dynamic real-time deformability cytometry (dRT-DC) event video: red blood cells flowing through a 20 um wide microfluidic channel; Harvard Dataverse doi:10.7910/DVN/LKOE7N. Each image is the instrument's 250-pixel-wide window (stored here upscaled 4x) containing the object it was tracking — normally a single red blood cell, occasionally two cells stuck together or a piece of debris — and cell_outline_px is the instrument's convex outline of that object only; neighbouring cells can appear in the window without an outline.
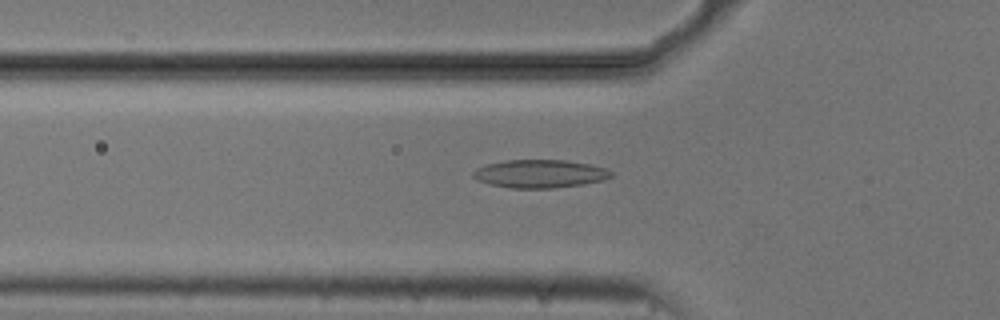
{"species": "common noctule bat (a hibernating species)", "species_latin": "Nyctalus noctula", "temperature_condition": "cold", "stored_images_in_passage": 50, "camera_frame_rate_fps": 3000, "um_per_image_px": 0.085, "animal": {"sex": "male", "body_mass_g": 20.5, "forearm_length_mm": 52.5}, "frame": {"image": 1, "passage_image": 18, "time_ms": 5.667, "image_size_px": [1000, 320], "cell_outline_px": [[612, 176], [604, 180], [584, 184], [552, 188], [512, 188], [488, 184], [472, 176], [472, 172], [476, 168], [488, 164], [504, 160], [564, 160], [588, 164], [604, 168], [612, 172]], "centroid_in_image_um": [45.88, 14.77], "position_along_channel_um": 79.9, "area_um2": 22.48}}
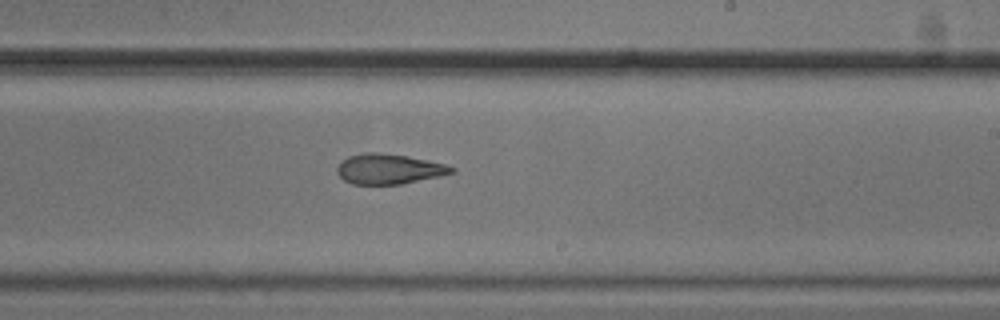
{"frame": {"image": 2, "passage_image": 32, "time_ms": 10.333, "image_size_px": [1000, 320], "cell_outline_px": [[456, 172], [440, 176], [400, 184], [352, 184], [344, 180], [336, 172], [336, 168], [348, 156], [364, 152], [376, 152], [408, 156], [428, 160], [444, 164], [456, 168]], "centroid_in_image_um": [33.07, 14.36], "position_along_channel_um": 255.9, "area_um2": 20.06}}
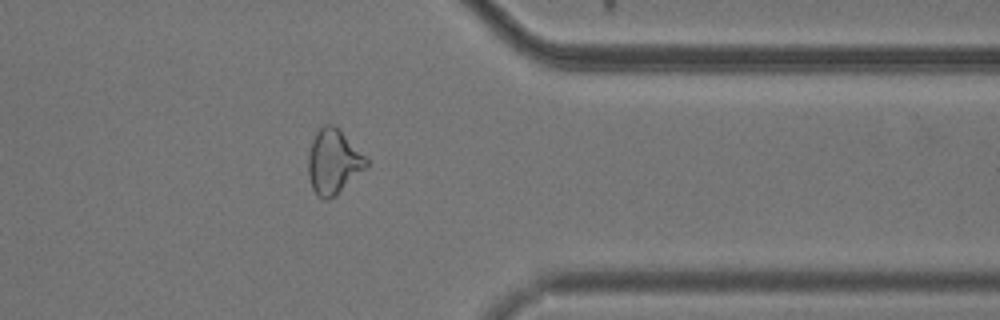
{"frame": {"image": 3, "passage_image": 43, "time_ms": 14.0, "image_size_px": [1000, 320], "cell_outline_px": [[368, 164], [336, 196], [324, 200], [312, 188], [308, 176], [308, 156], [312, 140], [316, 132], [324, 124], [332, 124], [368, 160]], "centroid_in_image_um": [28.29, 13.77], "position_along_channel_um": 383.1, "area_um2": 21.15}, "authors_computed_cell_mechanics": {"area_um2": 21.5305, "velocity_mm_per_s": 3.744, "shape_relaxation_time_tau1_ms": 5.0738, "shape_relaxation_time_tau2_ms": 4.4381, "deformation_change_tau1": 0.1203, "deformation_change_tau2": 0.1222}}